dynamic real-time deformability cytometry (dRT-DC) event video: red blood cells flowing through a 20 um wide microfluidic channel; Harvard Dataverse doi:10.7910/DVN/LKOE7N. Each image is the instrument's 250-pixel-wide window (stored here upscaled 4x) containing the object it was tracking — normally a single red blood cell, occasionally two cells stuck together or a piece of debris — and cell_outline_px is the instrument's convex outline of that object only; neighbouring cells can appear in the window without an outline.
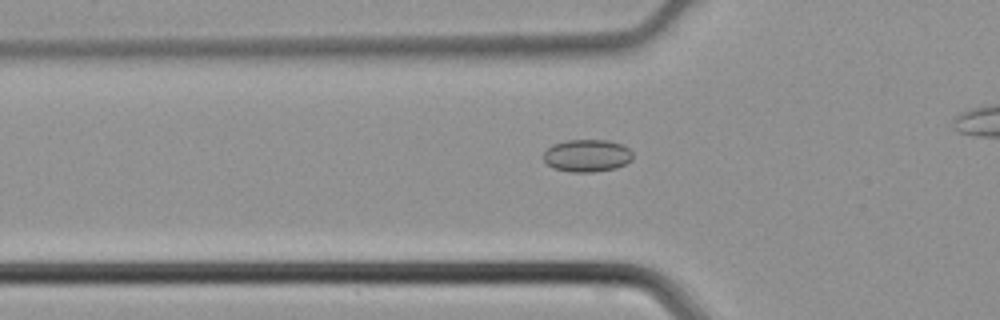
{"species": "common noctule bat (a hibernating species)", "species_latin": "Nyctalus noctula", "temperature_condition": "cold", "stored_images_in_passage": 25, "camera_frame_rate_fps": 3000, "um_per_image_px": 0.085, "animal": {"sex": "male", "body_mass_g": 21.5, "forearm_length_mm": 52.0}, "frame": {"image": 1, "passage_image": 3, "time_ms": 0.667, "image_size_px": [1000, 320], "cell_outline_px": [[632, 160], [616, 168], [592, 172], [572, 172], [552, 168], [544, 160], [544, 152], [552, 144], [568, 140], [608, 140], [624, 144], [632, 152]], "centroid_in_image_um": [49.91, 13.22], "position_along_channel_um": 75.9, "area_um2": 16.94}}
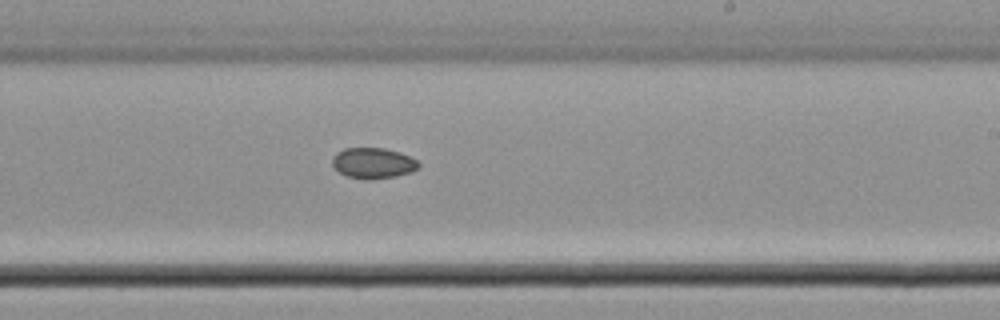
{"frame": {"image": 2, "passage_image": 15, "time_ms": 4.667, "image_size_px": [1000, 320], "cell_outline_px": [[420, 164], [412, 172], [396, 176], [368, 180], [348, 176], [340, 172], [332, 164], [332, 156], [336, 152], [344, 148], [384, 148], [400, 152], [416, 160]], "centroid_in_image_um": [31.7, 13.85], "position_along_channel_um": 257.3, "area_um2": 15.37}}
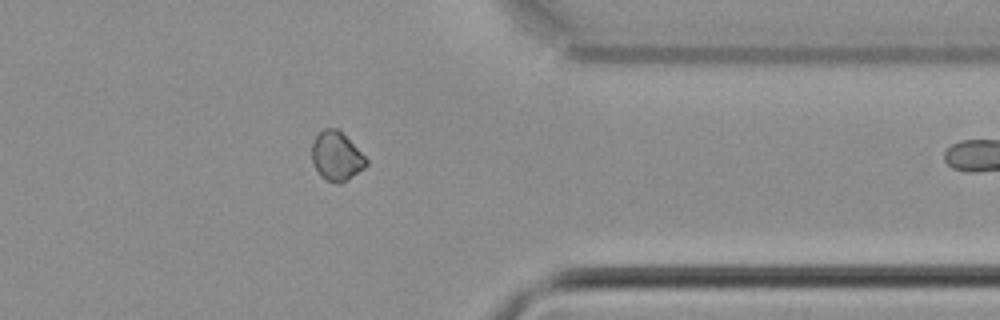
{"frame": {"image": 3, "passage_image": 24, "time_ms": 7.667, "image_size_px": [1000, 320], "cell_outline_px": [[368, 164], [364, 168], [340, 184], [336, 184], [320, 176], [312, 160], [312, 144], [316, 136], [324, 128], [336, 128], [368, 160]], "centroid_in_image_um": [28.58, 13.3], "position_along_channel_um": 382.8, "area_um2": 15.09}}